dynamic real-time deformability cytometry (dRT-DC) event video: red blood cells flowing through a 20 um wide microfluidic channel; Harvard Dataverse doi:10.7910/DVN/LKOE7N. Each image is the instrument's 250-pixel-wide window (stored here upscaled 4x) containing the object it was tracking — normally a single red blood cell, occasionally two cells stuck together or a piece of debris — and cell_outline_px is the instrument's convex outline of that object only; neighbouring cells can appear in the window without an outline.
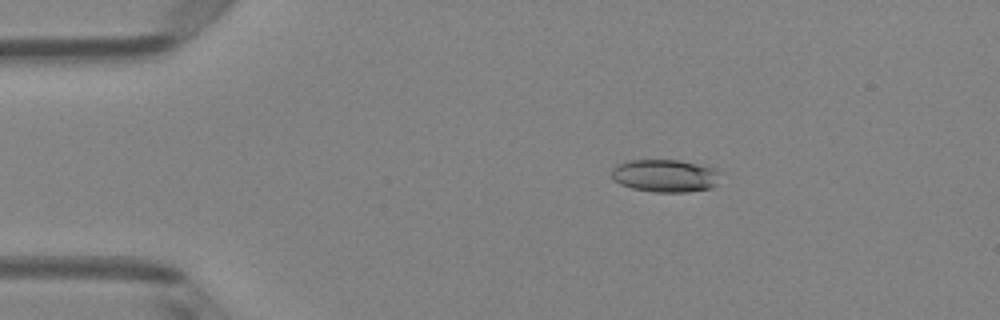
{"species": "Egyptian fruit bat (a non-hibernating species)", "species_latin": "Rousettus aegyptiacus", "temperature_condition": "room temperature", "stored_images_in_passage": 7, "camera_frame_rate_fps": 3000, "um_per_image_px": 0.085, "animal": {"sex": "female"}, "frame": {"image": 1, "passage_image": 3, "time_ms": 0.667, "image_size_px": [1000, 320], "cell_outline_px": [[724, 172], [716, 184], [712, 188], [688, 192], [652, 192], [632, 188], [620, 184], [612, 180], [612, 168], [616, 164], [628, 160], [680, 160], [720, 168]], "centroid_in_image_um": [56.6, 14.93], "position_along_channel_um": 28.4, "area_um2": 21.39}}
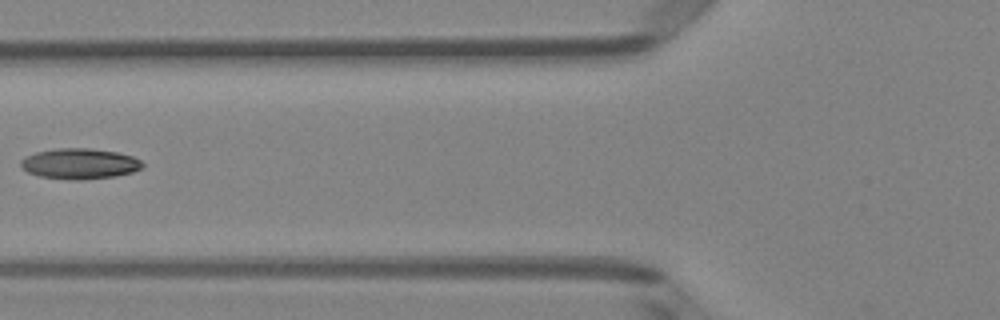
{"frame": {"image": 2, "passage_image": 6, "time_ms": 1.667, "image_size_px": [1000, 320], "cell_outline_px": [[144, 168], [132, 172], [116, 176], [84, 180], [68, 180], [40, 176], [28, 172], [20, 164], [20, 160], [24, 156], [36, 152], [56, 148], [88, 148], [116, 152], [132, 156], [140, 160], [144, 164]], "centroid_in_image_um": [6.78, 13.92], "position_along_channel_um": 119.0, "area_um2": 21.85}}
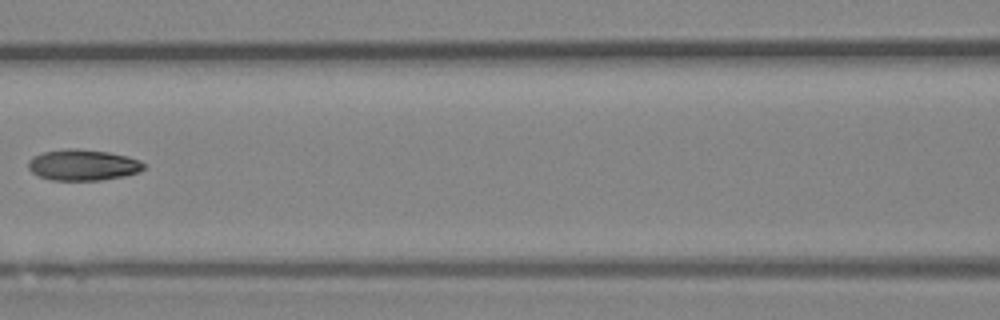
{"frame": {"image": 3, "passage_image": 7, "time_ms": 2.0, "image_size_px": [1000, 320], "cell_outline_px": [[148, 164], [140, 172], [124, 176], [100, 180], [52, 180], [40, 176], [32, 172], [28, 168], [28, 160], [32, 156], [44, 152], [68, 148], [76, 148], [108, 152], [128, 156], [140, 160]], "centroid_in_image_um": [7.08, 14.02], "position_along_channel_um": 159.5, "area_um2": 21.04}}